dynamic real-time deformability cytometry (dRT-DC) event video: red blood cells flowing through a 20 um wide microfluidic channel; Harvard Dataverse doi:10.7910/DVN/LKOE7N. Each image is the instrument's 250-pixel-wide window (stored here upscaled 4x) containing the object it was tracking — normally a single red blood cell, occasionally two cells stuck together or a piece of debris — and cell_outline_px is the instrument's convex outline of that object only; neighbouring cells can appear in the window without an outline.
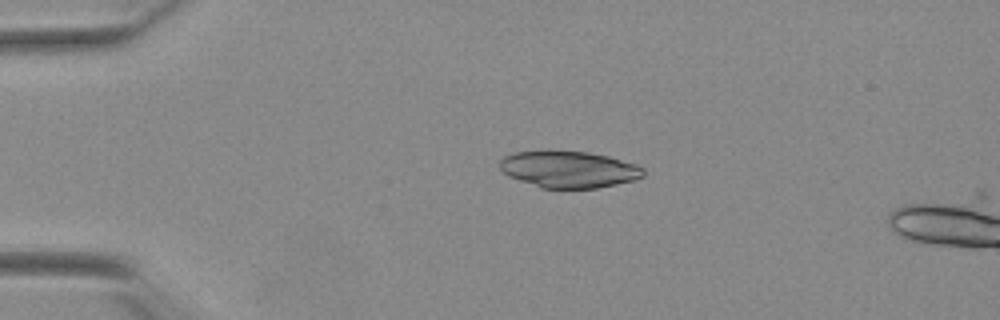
{"species": "Egyptian fruit bat (a non-hibernating species)", "species_latin": "Rousettus aegyptiacus", "temperature_condition": "warm", "stored_images_in_passage": 5, "camera_frame_rate_fps": 3000, "um_per_image_px": 0.085, "animal": {"sex": "female"}, "frame": {"image": 1, "passage_image": 1, "time_ms": 0.0, "image_size_px": [1000, 320], "cell_outline_px": [[644, 176], [632, 180], [616, 184], [596, 188], [540, 188], [508, 176], [500, 168], [500, 160], [504, 156], [512, 152], [544, 148], [548, 148], [588, 152], [608, 156], [636, 164], [644, 168]], "centroid_in_image_um": [48.29, 14.35], "position_along_channel_um": 36.7, "area_um2": 31.44}}